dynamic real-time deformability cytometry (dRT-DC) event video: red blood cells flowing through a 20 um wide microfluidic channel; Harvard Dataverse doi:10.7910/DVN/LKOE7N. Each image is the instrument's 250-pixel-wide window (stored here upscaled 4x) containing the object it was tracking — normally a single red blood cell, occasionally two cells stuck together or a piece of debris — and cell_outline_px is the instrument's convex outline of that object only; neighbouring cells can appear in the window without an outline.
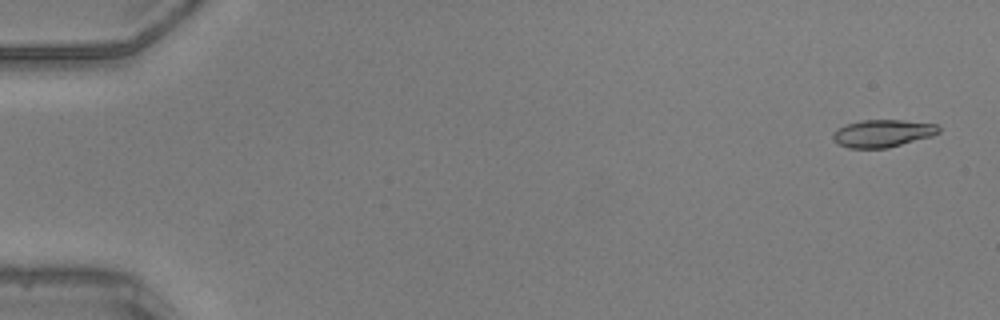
{"species": "common noctule bat (a hibernating species)", "species_latin": "Nyctalus noctula", "temperature_condition": "warm", "stored_images_in_passage": 45, "camera_frame_rate_fps": 3000, "um_per_image_px": 0.085, "animal": {"sex": "male", "body_mass_g": 20.5, "forearm_length_mm": 52.5}, "frame": {"image": 1, "passage_image": 2, "time_ms": 0.333, "image_size_px": [1000, 320], "cell_outline_px": [[940, 132], [928, 136], [900, 144], [884, 148], [852, 148], [840, 144], [836, 140], [836, 132], [840, 128], [848, 124], [868, 120], [896, 120], [936, 124], [940, 128]], "centroid_in_image_um": [75.07, 11.33], "position_along_channel_um": 9.9, "area_um2": 15.95}}
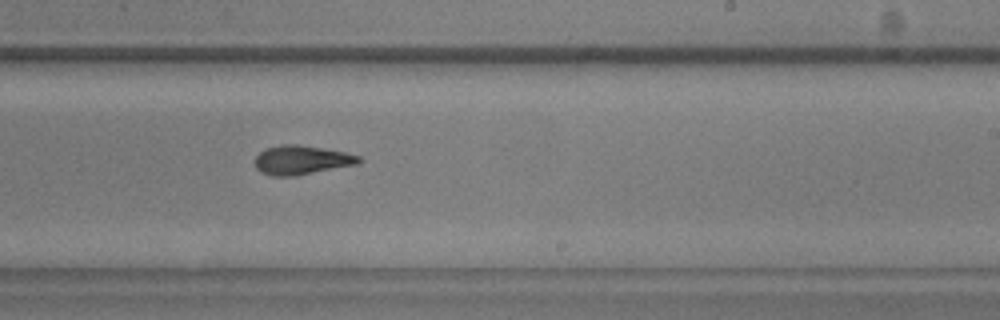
{"frame": {"image": 2, "passage_image": 31, "time_ms": 10.0, "image_size_px": [1000, 320], "cell_outline_px": [[360, 160], [356, 164], [288, 176], [276, 176], [264, 172], [256, 168], [256, 156], [260, 152], [268, 148], [316, 148], [344, 152], [360, 156]], "centroid_in_image_um": [25.65, 13.65], "position_along_channel_um": 263.4, "area_um2": 15.78}}
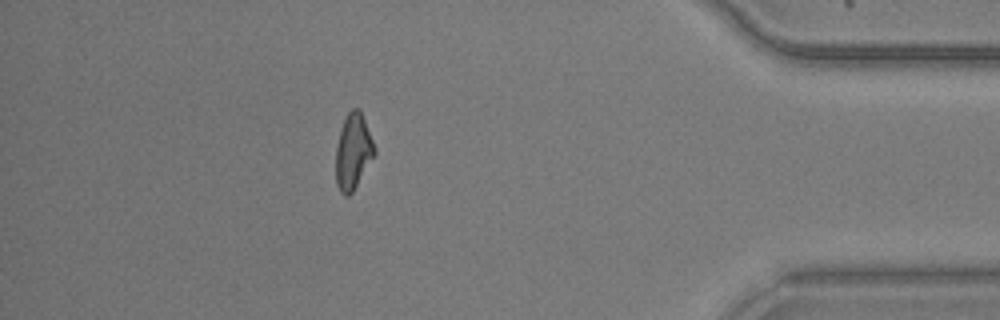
{"frame": {"image": 3, "passage_image": 44, "time_ms": 14.333, "image_size_px": [1000, 320], "cell_outline_px": [[376, 152], [352, 192], [348, 196], [340, 192], [336, 184], [336, 148], [340, 132], [344, 120], [348, 112], [352, 108], [360, 108], [372, 140]], "centroid_in_image_um": [30.0, 12.87], "position_along_channel_um": 405.2, "area_um2": 16.65}}